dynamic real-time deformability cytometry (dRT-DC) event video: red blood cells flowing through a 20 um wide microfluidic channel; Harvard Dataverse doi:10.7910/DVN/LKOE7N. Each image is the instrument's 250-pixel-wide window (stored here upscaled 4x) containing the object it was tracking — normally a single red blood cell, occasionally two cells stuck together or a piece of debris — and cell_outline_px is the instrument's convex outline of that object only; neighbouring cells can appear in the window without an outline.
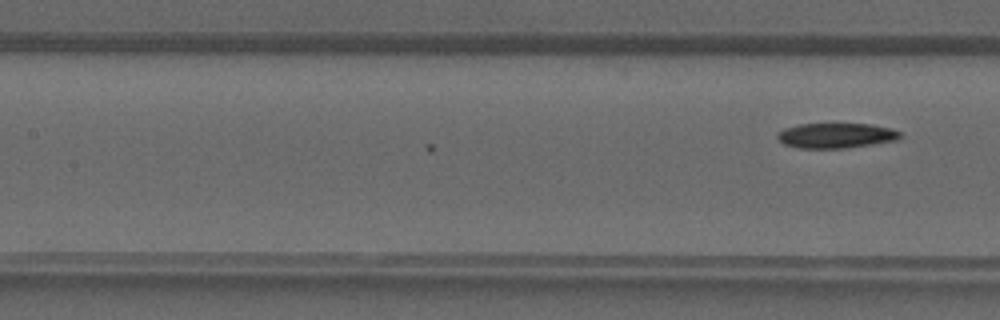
{"species": "common noctule bat (a hibernating species)", "species_latin": "Nyctalus noctula", "temperature_condition": "warm", "stored_images_in_passage": 17, "camera_frame_rate_fps": 3000, "um_per_image_px": 0.085, "animal": {"sex": "male", "forearm_length_mm": 52.5}, "frame": {"image": 1, "passage_image": 17, "time_ms": 5.333, "image_size_px": [1000, 320], "cell_outline_px": [[904, 136], [900, 140], [848, 148], [796, 148], [784, 144], [776, 136], [784, 128], [800, 124], [872, 124], [892, 128], [900, 132]], "centroid_in_image_um": [71.14, 11.53], "position_along_channel_um": 136.3, "area_um2": 18.15}}